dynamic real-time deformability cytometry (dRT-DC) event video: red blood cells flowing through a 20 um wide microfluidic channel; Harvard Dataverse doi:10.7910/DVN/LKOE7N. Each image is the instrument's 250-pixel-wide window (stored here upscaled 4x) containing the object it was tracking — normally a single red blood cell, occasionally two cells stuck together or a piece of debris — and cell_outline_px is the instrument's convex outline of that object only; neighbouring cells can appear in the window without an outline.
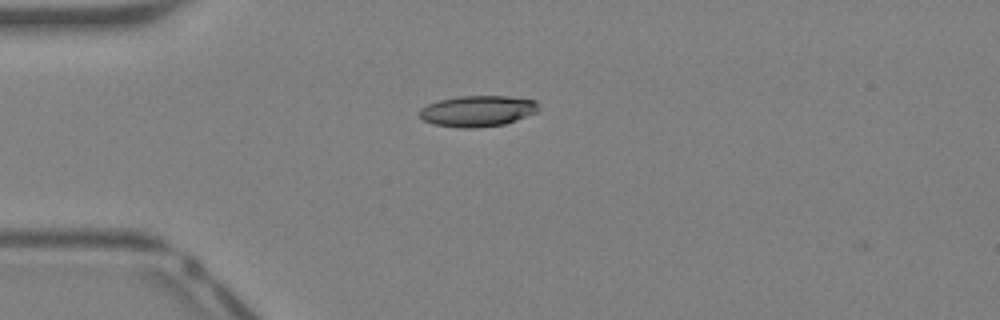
{"species": "Egyptian fruit bat (a non-hibernating species)", "species_latin": "Rousettus aegyptiacus", "temperature_condition": "warm", "stored_images_in_passage": 6, "camera_frame_rate_fps": 3000, "um_per_image_px": 0.085, "animal": {"sex": "female"}, "frame": {"image": 1, "passage_image": 3, "time_ms": 0.667, "image_size_px": [1000, 320], "cell_outline_px": [[540, 108], [536, 112], [516, 120], [504, 124], [476, 128], [464, 128], [432, 124], [424, 120], [420, 116], [420, 108], [428, 104], [440, 100], [460, 96], [508, 96], [536, 100], [540, 104]], "centroid_in_image_um": [40.63, 9.43], "position_along_channel_um": 44.4, "area_um2": 21.5}}